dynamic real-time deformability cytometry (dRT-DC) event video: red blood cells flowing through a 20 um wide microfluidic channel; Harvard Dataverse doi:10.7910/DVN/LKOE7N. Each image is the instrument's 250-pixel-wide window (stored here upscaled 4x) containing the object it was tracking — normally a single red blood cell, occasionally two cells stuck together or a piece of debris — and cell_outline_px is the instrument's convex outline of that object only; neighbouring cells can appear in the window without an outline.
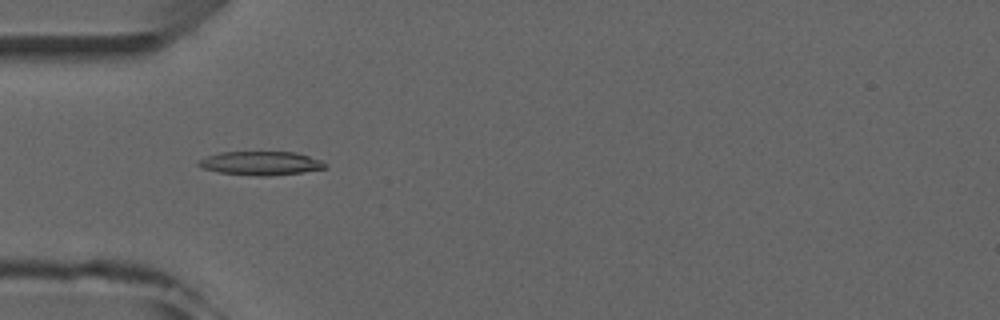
{"species": "common noctule bat (a hibernating species)", "species_latin": "Nyctalus noctula", "temperature_condition": "room temperature", "stored_images_in_passage": 6, "camera_frame_rate_fps": 3000, "um_per_image_px": 0.085, "animal": {"sex": "male", "forearm_length_mm": 52.5}, "frame": {"image": 1, "passage_image": 4, "time_ms": 4.0, "image_size_px": [1000, 320], "cell_outline_px": [[328, 168], [300, 172], [268, 176], [260, 176], [220, 172], [204, 168], [196, 164], [200, 160], [208, 156], [220, 152], [296, 152], [320, 160], [328, 164]], "centroid_in_image_um": [22.21, 13.87], "position_along_channel_um": 62.8, "area_um2": 17.28}}
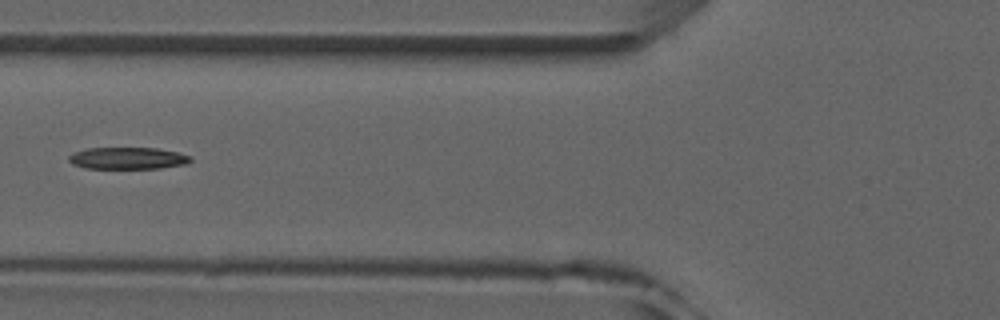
{"frame": {"image": 2, "passage_image": 5, "time_ms": 5.333, "image_size_px": [1000, 320], "cell_outline_px": [[192, 160], [184, 164], [160, 168], [84, 168], [72, 164], [68, 160], [68, 156], [76, 152], [88, 148], [156, 148], [176, 152], [192, 156]], "centroid_in_image_um": [10.85, 13.45], "position_along_channel_um": 115.0, "area_um2": 15.37}}
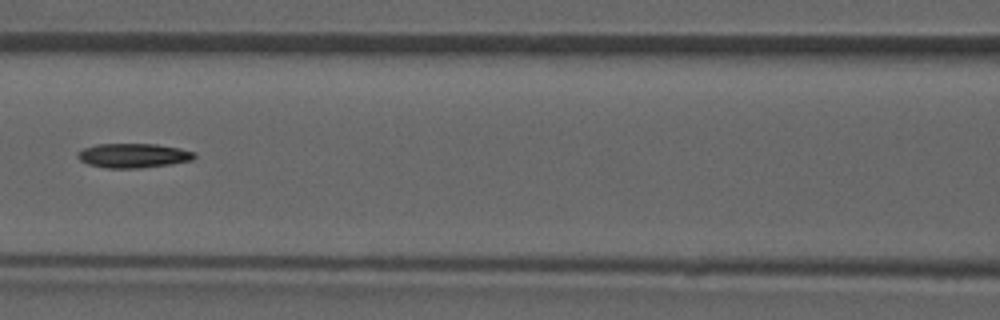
{"frame": {"image": 3, "passage_image": 6, "time_ms": 6.333, "image_size_px": [1000, 320], "cell_outline_px": [[196, 156], [192, 160], [168, 164], [140, 168], [104, 168], [88, 164], [80, 160], [76, 156], [76, 152], [84, 148], [96, 144], [156, 144], [180, 148], [196, 152]], "centroid_in_image_um": [11.31, 13.22], "position_along_channel_um": 155.3, "area_um2": 16.65}}